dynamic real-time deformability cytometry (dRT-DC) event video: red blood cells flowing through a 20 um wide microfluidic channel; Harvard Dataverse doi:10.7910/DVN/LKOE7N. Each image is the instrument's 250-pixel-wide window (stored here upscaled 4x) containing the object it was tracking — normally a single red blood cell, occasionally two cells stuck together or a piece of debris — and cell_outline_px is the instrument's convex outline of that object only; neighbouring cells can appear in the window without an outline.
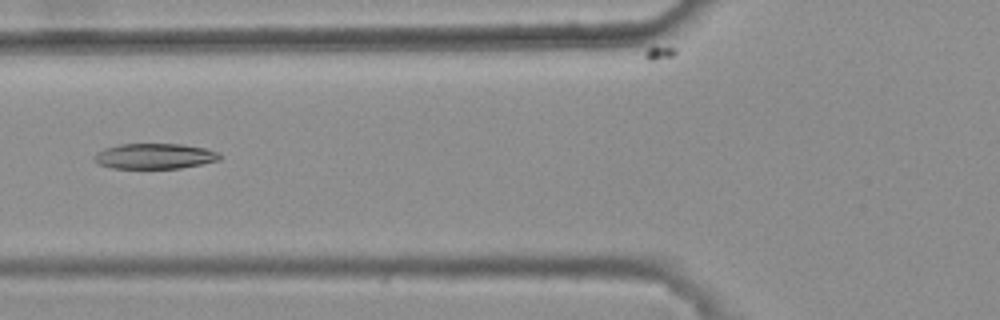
{"species": "common noctule bat (a hibernating species)", "species_latin": "Nyctalus noctula", "temperature_condition": "warm", "stored_images_in_passage": 47, "camera_frame_rate_fps": 3000, "um_per_image_px": 0.085, "animal": {"sex": "female", "body_mass_g": 25.1}, "frame": {"image": 1, "passage_image": 20, "time_ms": 6.333, "image_size_px": [1000, 320], "cell_outline_px": [[224, 156], [220, 160], [180, 168], [112, 168], [100, 164], [92, 160], [92, 156], [96, 152], [104, 148], [120, 144], [184, 144], [204, 148], [220, 152]], "centroid_in_image_um": [13.15, 13.26], "position_along_channel_um": 112.6, "area_um2": 18.79}}
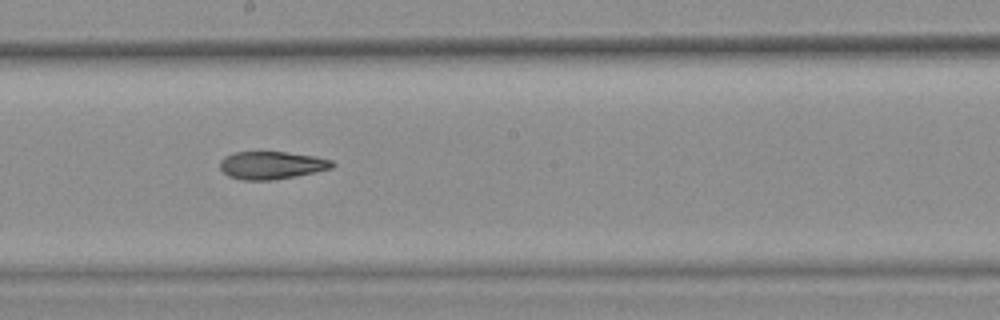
{"frame": {"image": 2, "passage_image": 29, "time_ms": 9.333, "image_size_px": [1000, 320], "cell_outline_px": [[336, 164], [332, 168], [316, 172], [296, 176], [272, 180], [240, 180], [228, 176], [220, 168], [220, 160], [224, 156], [232, 152], [284, 152], [316, 156], [332, 160]], "centroid_in_image_um": [23.08, 14.04], "position_along_channel_um": 225.1, "area_um2": 18.32}}
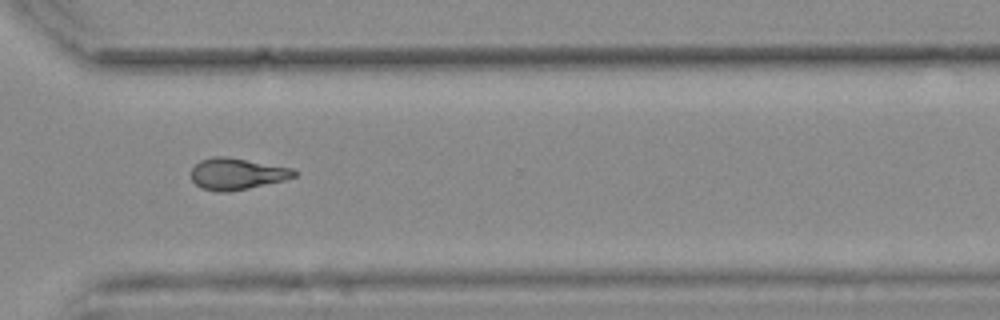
{"frame": {"image": 3, "passage_image": 39, "time_ms": 12.667, "image_size_px": [1000, 320], "cell_outline_px": [[296, 176], [284, 180], [248, 188], [228, 192], [216, 192], [200, 188], [192, 180], [192, 168], [200, 160], [212, 156], [228, 156], [292, 168], [296, 172]], "centroid_in_image_um": [20.11, 14.77], "position_along_channel_um": 350.5, "area_um2": 18.96}, "authors_computed_cell_mechanics": {"area_um2": 18.9584, "velocity_mm_per_s": 3.7521, "shape_relaxation_time_tau1_ms": null, "shape_relaxation_time_tau2_ms": 3.071, "deformation_change_tau1": null, "deformation_change_tau2": 0.1111}}